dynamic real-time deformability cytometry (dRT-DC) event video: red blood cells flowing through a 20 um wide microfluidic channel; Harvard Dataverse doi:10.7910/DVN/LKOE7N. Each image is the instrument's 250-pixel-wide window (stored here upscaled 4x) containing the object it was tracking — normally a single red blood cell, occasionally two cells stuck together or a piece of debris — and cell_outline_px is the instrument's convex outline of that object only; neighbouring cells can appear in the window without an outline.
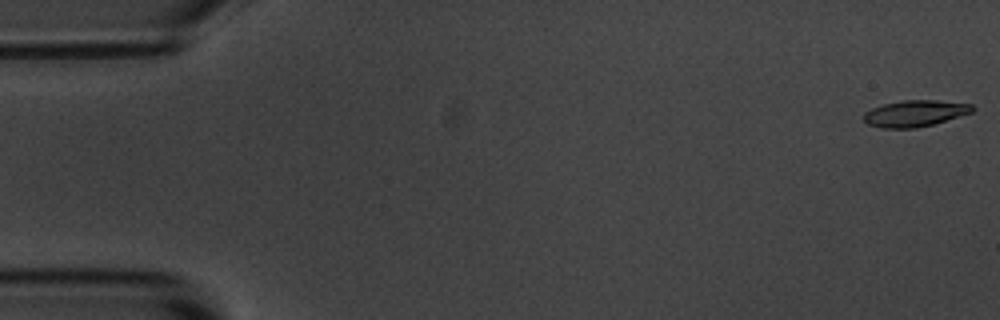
{"species": "common noctule bat (a hibernating species)", "species_latin": "Nyctalus noctula", "temperature_condition": "room temperature", "stored_images_in_passage": 56, "camera_frame_rate_fps": 3000, "um_per_image_px": 0.085, "animal": {"sex": "male", "body_mass_g": 20.1, "forearm_length_mm": 53.5}, "frame": {"image": 1, "passage_image": 1, "time_ms": 0.0, "image_size_px": [1000, 320], "cell_outline_px": [[976, 108], [972, 112], [932, 124], [916, 128], [880, 128], [868, 124], [864, 120], [864, 112], [872, 108], [884, 104], [904, 100], [936, 100], [972, 104]], "centroid_in_image_um": [77.76, 9.63], "position_along_channel_um": 7.2, "area_um2": 16.59}}
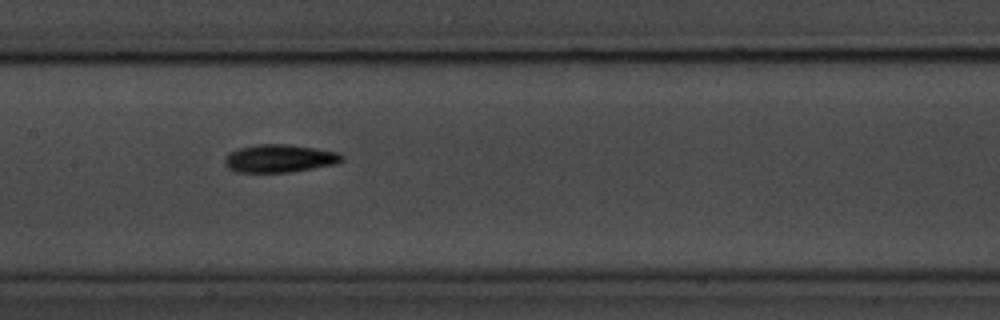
{"frame": {"image": 2, "passage_image": 27, "time_ms": 8.667, "image_size_px": [1000, 320], "cell_outline_px": [[344, 160], [336, 164], [288, 172], [236, 172], [228, 168], [224, 164], [224, 160], [228, 152], [240, 148], [256, 144], [288, 144], [316, 148], [340, 152], [344, 156]], "centroid_in_image_um": [23.77, 13.46], "position_along_channel_um": 183.6, "area_um2": 19.19}}
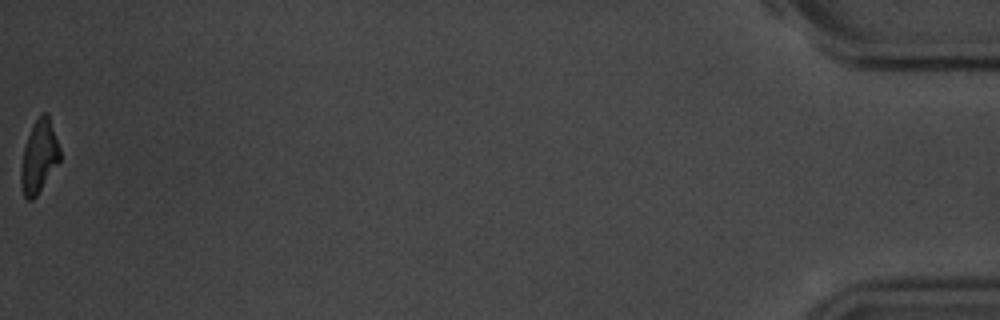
{"frame": {"image": 3, "passage_image": 56, "time_ms": 18.333, "image_size_px": [1000, 320], "cell_outline_px": [[60, 160], [36, 196], [32, 200], [28, 200], [24, 196], [20, 184], [20, 168], [24, 148], [32, 124], [44, 112], [48, 112], [60, 148]], "centroid_in_image_um": [3.31, 13.3], "position_along_channel_um": 431.9, "area_um2": 16.42}, "authors_computed_cell_mechanics": {"area_um2": 17.4845, "velocity_mm_per_s": 3.6092, "shape_relaxation_time_tau1_ms": 2.468, "shape_relaxation_time_tau2_ms": 7.231, "deformation_change_tau1": 0.1589, "deformation_change_tau2": 0.1602}}